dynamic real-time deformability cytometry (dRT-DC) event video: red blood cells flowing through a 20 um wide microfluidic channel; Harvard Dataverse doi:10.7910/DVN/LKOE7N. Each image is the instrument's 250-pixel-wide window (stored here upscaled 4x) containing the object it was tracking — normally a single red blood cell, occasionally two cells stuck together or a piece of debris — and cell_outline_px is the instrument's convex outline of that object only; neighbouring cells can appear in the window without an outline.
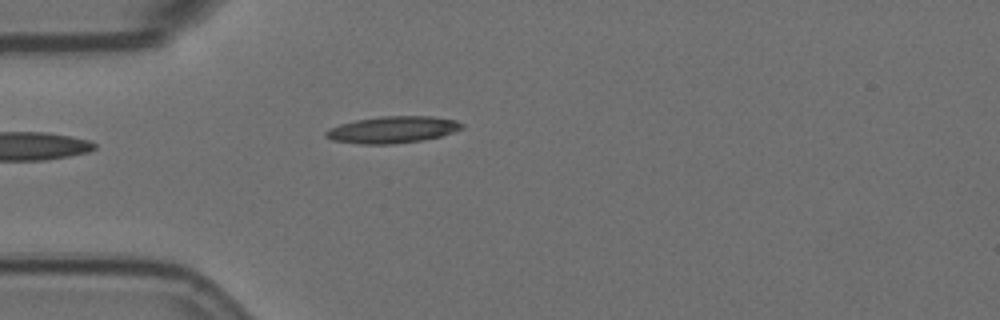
{"species": "Egyptian fruit bat (a non-hibernating species)", "species_latin": "Rousettus aegyptiacus", "temperature_condition": "room temperature", "stored_images_in_passage": 33, "camera_frame_rate_fps": 3000, "um_per_image_px": 0.085, "animal": {"sex": "female"}, "frame": {"image": 1, "passage_image": 1, "time_ms": 0.0, "image_size_px": [1000, 320], "cell_outline_px": [[464, 128], [440, 136], [420, 140], [392, 144], [360, 144], [332, 140], [324, 136], [324, 132], [328, 128], [340, 124], [356, 120], [380, 116], [432, 116], [456, 120], [464, 124]], "centroid_in_image_um": [33.34, 11.01], "position_along_channel_um": 51.7, "area_um2": 21.21}}
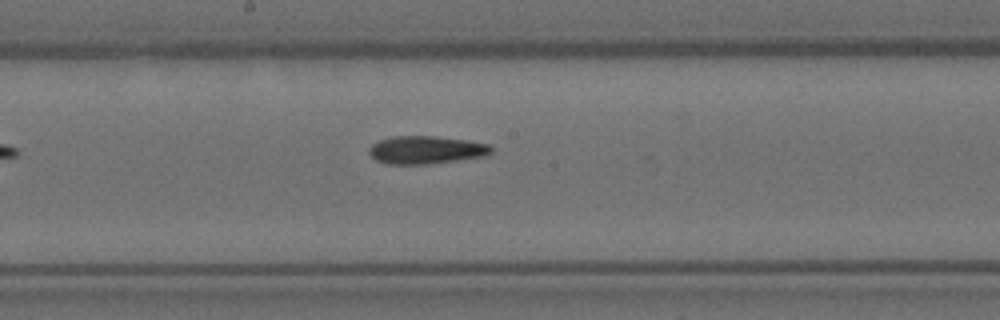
{"frame": {"image": 2, "passage_image": 15, "time_ms": 4.667, "image_size_px": [1000, 320], "cell_outline_px": [[492, 152], [488, 156], [428, 164], [388, 164], [376, 160], [368, 152], [368, 148], [372, 144], [380, 140], [392, 136], [436, 136], [468, 140], [488, 144], [492, 148]], "centroid_in_image_um": [36.23, 12.74], "position_along_channel_um": 212.0, "area_um2": 20.0}}
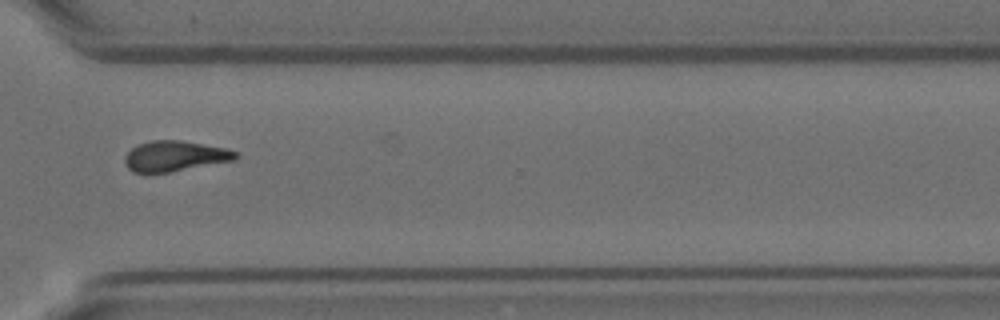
{"frame": {"image": 3, "passage_image": 27, "time_ms": 8.667, "image_size_px": [1000, 320], "cell_outline_px": [[240, 156], [236, 160], [168, 172], [132, 172], [124, 164], [124, 156], [132, 148], [140, 144], [152, 140], [180, 140], [228, 148], [236, 152]], "centroid_in_image_um": [14.89, 13.26], "position_along_channel_um": 355.7, "area_um2": 19.65}, "authors_computed_cell_mechanics": {"area_um2": 19.652, "velocity_mm_per_s": 3.6065, "shape_relaxation_time_tau1_ms": 10.3763, "shape_relaxation_time_tau2_ms": 8.7668, "deformation_change_tau1": 0.2569, "deformation_change_tau2": 0.1801}}